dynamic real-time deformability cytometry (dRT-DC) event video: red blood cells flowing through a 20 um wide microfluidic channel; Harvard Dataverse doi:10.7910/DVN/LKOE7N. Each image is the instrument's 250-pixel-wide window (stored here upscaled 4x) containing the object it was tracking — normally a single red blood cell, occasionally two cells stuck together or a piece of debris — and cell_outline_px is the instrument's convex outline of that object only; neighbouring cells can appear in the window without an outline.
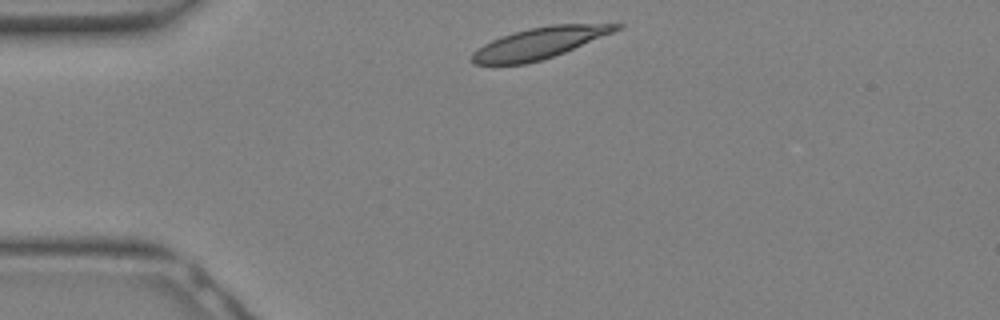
{"species": "Egyptian fruit bat (a non-hibernating species)", "species_latin": "Rousettus aegyptiacus", "temperature_condition": "warm", "stored_images_in_passage": 13, "camera_frame_rate_fps": 3000, "um_per_image_px": 0.085, "animal": {"sex": "female"}, "frame": {"image": 1, "passage_image": 1, "time_ms": 0.0, "image_size_px": [1000, 320], "cell_outline_px": [[624, 24], [620, 28], [612, 32], [564, 52], [540, 60], [524, 64], [472, 64], [472, 52], [476, 48], [492, 40], [528, 28], [552, 24]], "centroid_in_image_um": [45.8, 3.66], "position_along_channel_um": 39.2, "area_um2": 25.61}}
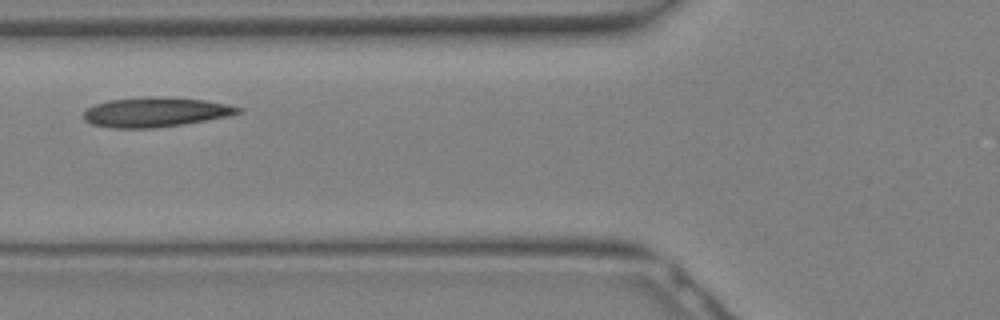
{"frame": {"image": 2, "passage_image": 6, "time_ms": 1.667, "image_size_px": [1000, 320], "cell_outline_px": [[244, 112], [228, 116], [180, 124], [152, 128], [112, 128], [92, 124], [84, 120], [84, 112], [88, 108], [96, 104], [108, 100], [144, 96], [152, 96], [204, 100], [224, 104], [240, 108]], "centroid_in_image_um": [13.17, 9.52], "position_along_channel_um": 112.6, "area_um2": 26.36}}
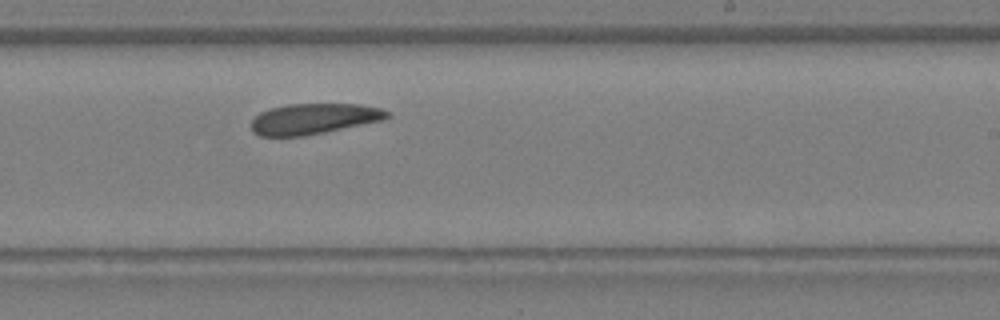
{"frame": {"image": 3, "passage_image": 13, "time_ms": 4.0, "image_size_px": [1000, 320], "cell_outline_px": [[392, 116], [384, 120], [304, 136], [260, 136], [252, 132], [252, 120], [260, 112], [268, 108], [288, 104], [360, 104], [380, 108], [388, 112]], "centroid_in_image_um": [26.67, 10.09], "position_along_channel_um": 262.3, "area_um2": 24.33}}